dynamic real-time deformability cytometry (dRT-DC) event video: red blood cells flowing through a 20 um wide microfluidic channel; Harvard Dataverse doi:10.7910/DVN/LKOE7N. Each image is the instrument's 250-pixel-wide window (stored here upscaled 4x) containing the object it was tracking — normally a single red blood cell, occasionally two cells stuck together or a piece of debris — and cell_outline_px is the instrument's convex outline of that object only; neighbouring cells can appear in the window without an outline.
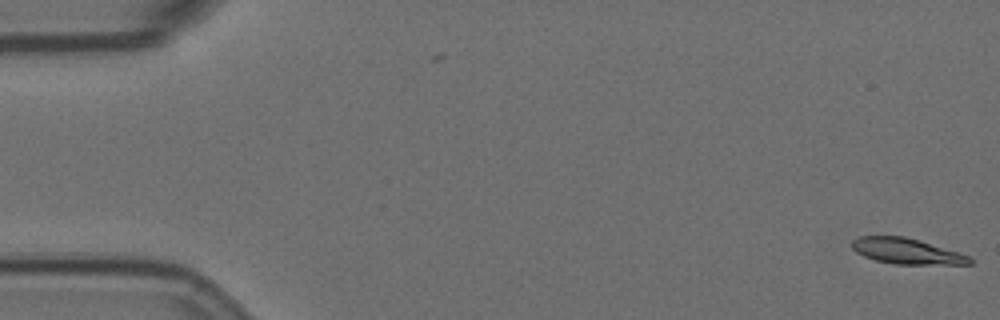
{"species": "Egyptian fruit bat (a non-hibernating species)", "species_latin": "Rousettus aegyptiacus", "temperature_condition": "room temperature", "stored_images_in_passage": 58, "camera_frame_rate_fps": 3000, "um_per_image_px": 0.085, "animal": {"sex": "female"}, "frame": {"image": 1, "passage_image": 1, "time_ms": 0.0, "image_size_px": [1000, 320], "cell_outline_px": [[972, 264], [896, 264], [876, 260], [864, 256], [856, 252], [852, 248], [852, 240], [860, 236], [904, 236], [956, 252], [968, 256], [972, 260]], "centroid_in_image_um": [77.0, 21.35], "position_along_channel_um": 8.0, "area_um2": 17.17}}
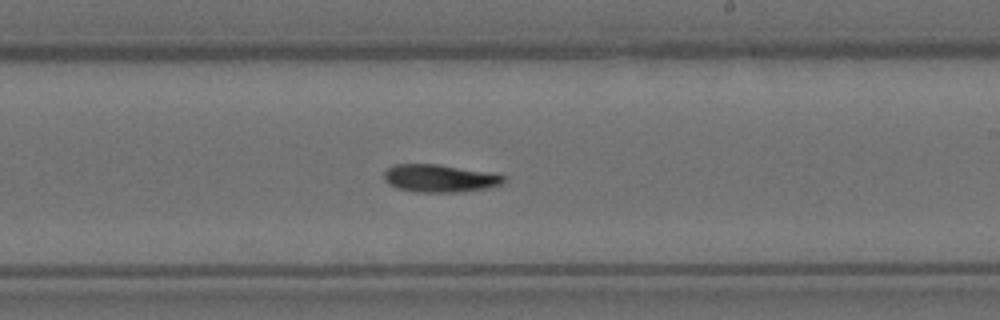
{"frame": {"image": 2, "passage_image": 34, "time_ms": 11.0, "image_size_px": [1000, 320], "cell_outline_px": [[504, 180], [500, 184], [484, 188], [456, 192], [416, 192], [396, 188], [388, 184], [384, 180], [384, 172], [392, 164], [436, 164], [484, 172], [504, 176]], "centroid_in_image_um": [37.25, 15.16], "position_along_channel_um": 251.8, "area_um2": 18.9}}
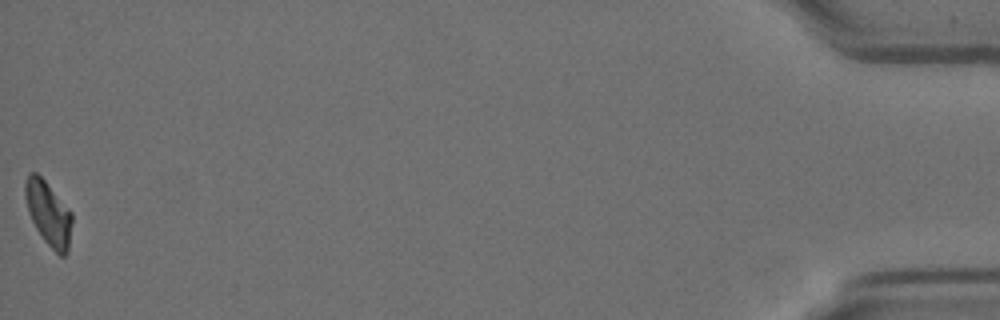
{"frame": {"image": 3, "passage_image": 58, "time_ms": 19.0, "image_size_px": [1000, 320], "cell_outline_px": [[72, 220], [68, 252], [64, 256], [60, 256], [44, 240], [36, 228], [28, 212], [24, 196], [24, 184], [28, 172], [36, 172], [44, 180], [72, 212]], "centroid_in_image_um": [4.1, 18.13], "position_along_channel_um": 431.1, "area_um2": 17.46}, "authors_computed_cell_mechanics": {"area_um2": 18.8428, "velocity_mm_per_s": 3.5008, "shape_relaxation_time_tau1_ms": 9.7466, "shape_relaxation_time_tau2_ms": null, "deformation_change_tau1": 0.2008, "deformation_change_tau2": null}}